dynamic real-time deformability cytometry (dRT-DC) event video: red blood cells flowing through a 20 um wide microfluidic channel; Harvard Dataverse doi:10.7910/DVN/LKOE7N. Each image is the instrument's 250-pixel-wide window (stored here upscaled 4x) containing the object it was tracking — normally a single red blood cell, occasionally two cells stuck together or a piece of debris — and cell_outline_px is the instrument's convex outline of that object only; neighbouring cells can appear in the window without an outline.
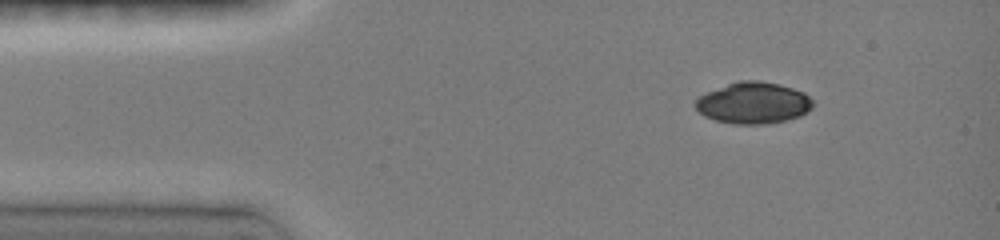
{"species": "common noctule bat (a hibernating species)", "species_latin": "Nyctalus noctula", "temperature_condition": "room temperature", "stored_images_in_passage": 53, "camera_frame_rate_fps": 3000, "um_per_image_px": 0.085, "animal": {"sex": "female", "body_mass_g": 19.0, "forearm_length_mm": 51.5}, "frame": {"image": 1, "passage_image": 1, "time_ms": 0.0, "image_size_px": [1000, 240], "cell_outline_px": [[816, 104], [808, 112], [800, 116], [768, 124], [736, 124], [716, 120], [704, 116], [696, 108], [696, 100], [700, 96], [708, 92], [728, 84], [740, 80], [760, 80], [780, 84], [804, 92]], "centroid_in_image_um": [64.08, 8.75], "position_along_channel_um": 20.9, "area_um2": 28.32}}
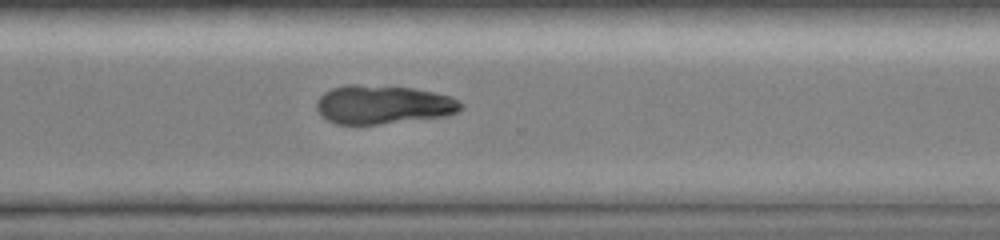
{"frame": {"image": 2, "passage_image": 38, "time_ms": 9.333, "image_size_px": [1000, 240], "cell_outline_px": [[464, 108], [456, 112], [444, 116], [376, 124], [336, 124], [320, 116], [316, 108], [316, 100], [324, 92], [332, 88], [348, 84], [356, 84], [412, 88], [452, 96], [460, 100], [464, 104]], "centroid_in_image_um": [32.55, 8.88], "position_along_channel_um": 338.1, "area_um2": 32.6}}
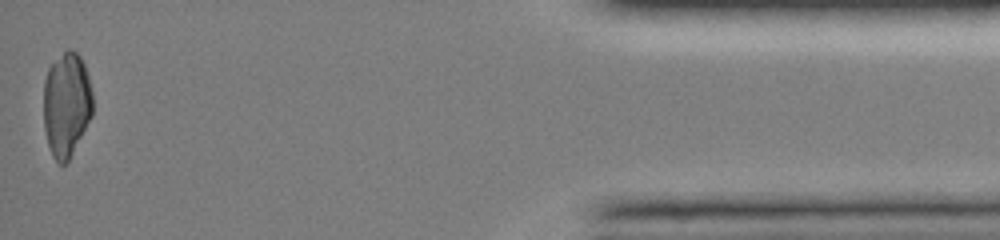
{"frame": {"image": 3, "passage_image": 53, "time_ms": 13.333, "image_size_px": [1000, 240], "cell_outline_px": [[92, 116], [68, 160], [64, 164], [60, 164], [52, 156], [48, 144], [44, 128], [44, 80], [48, 68], [68, 48], [76, 52], [80, 56], [84, 64], [88, 76], [92, 92]], "centroid_in_image_um": [5.65, 8.87], "position_along_channel_um": 429.6, "area_um2": 29.71}}